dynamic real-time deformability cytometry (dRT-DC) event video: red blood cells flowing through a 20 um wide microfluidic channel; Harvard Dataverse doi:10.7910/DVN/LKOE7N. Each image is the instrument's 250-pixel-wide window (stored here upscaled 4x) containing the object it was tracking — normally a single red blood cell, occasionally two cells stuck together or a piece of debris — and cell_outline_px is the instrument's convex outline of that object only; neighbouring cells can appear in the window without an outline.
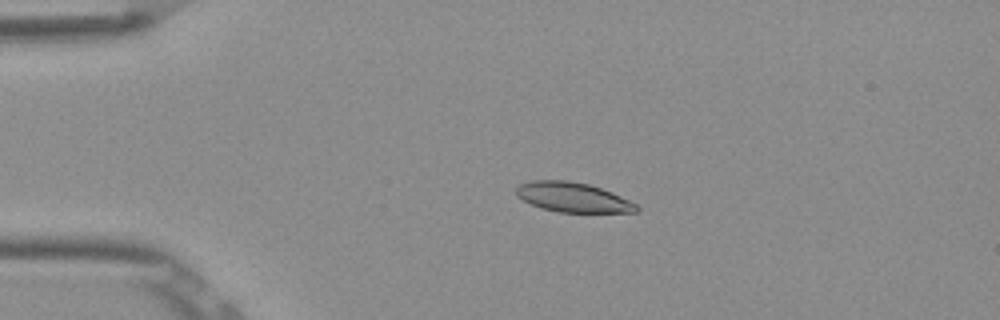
{"species": "Egyptian fruit bat (a non-hibernating species)", "species_latin": "Rousettus aegyptiacus", "temperature_condition": "room temperature", "stored_images_in_passage": 4, "camera_frame_rate_fps": 3000, "um_per_image_px": 0.085, "frame": {"image": 1, "passage_image": 3, "time_ms": 0.667, "image_size_px": [1000, 320], "cell_outline_px": [[640, 212], [556, 212], [540, 208], [516, 196], [516, 188], [520, 184], [532, 180], [568, 180], [588, 184], [612, 192], [636, 204], [640, 208]], "centroid_in_image_um": [48.69, 16.77], "position_along_channel_um": 36.3, "area_um2": 20.81}}